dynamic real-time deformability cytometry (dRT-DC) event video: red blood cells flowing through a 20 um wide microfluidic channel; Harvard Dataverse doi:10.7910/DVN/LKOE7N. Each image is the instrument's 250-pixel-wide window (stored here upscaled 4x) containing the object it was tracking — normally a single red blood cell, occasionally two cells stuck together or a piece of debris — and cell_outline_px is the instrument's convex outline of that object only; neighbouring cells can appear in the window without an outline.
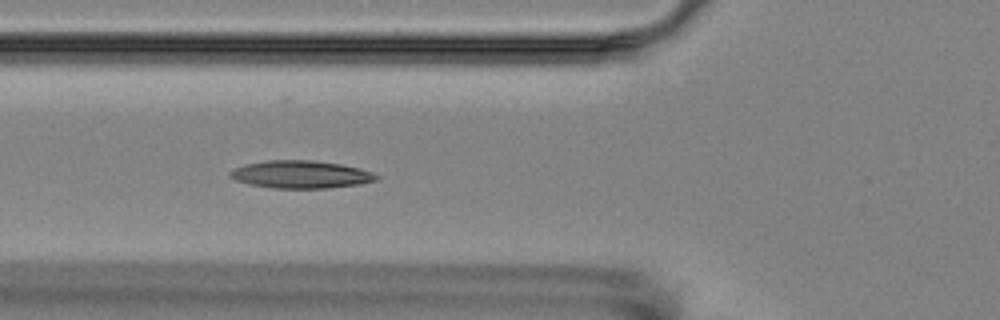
{"species": "Egyptian fruit bat (a non-hibernating species)", "species_latin": "Rousettus aegyptiacus", "temperature_condition": "room temperature", "stored_images_in_passage": 6, "camera_frame_rate_fps": 3000, "um_per_image_px": 0.085, "animal": {"sex": "female"}, "frame": {"image": 1, "passage_image": 6, "time_ms": 5.667, "image_size_px": [1000, 320], "cell_outline_px": [[380, 180], [360, 184], [328, 188], [272, 188], [248, 184], [236, 180], [228, 176], [228, 172], [244, 164], [268, 160], [312, 160], [340, 164], [360, 168], [372, 172], [380, 176]], "centroid_in_image_um": [25.59, 14.83], "position_along_channel_um": 100.2, "area_um2": 23.76}}